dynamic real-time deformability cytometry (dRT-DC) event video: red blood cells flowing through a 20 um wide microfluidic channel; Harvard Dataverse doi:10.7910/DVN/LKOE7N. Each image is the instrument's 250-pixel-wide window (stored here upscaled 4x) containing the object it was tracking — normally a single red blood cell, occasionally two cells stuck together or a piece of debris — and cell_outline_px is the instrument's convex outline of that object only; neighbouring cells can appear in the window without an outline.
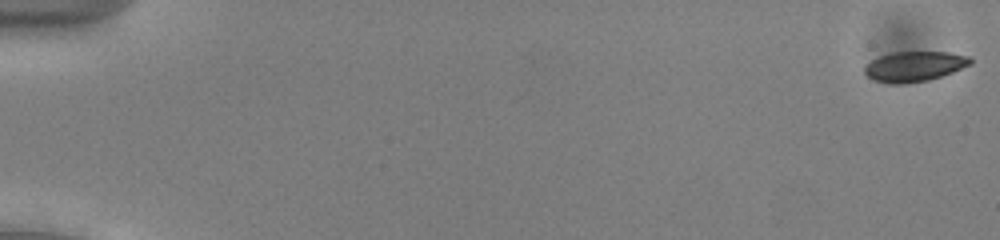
{"species": "common noctule bat (a hibernating species)", "species_latin": "Nyctalus noctula", "temperature_condition": "cold", "stored_images_in_passage": 54, "camera_frame_rate_fps": 3000, "um_per_image_px": 0.085, "animal": {"sex": "male", "body_mass_g": 13.0, "forearm_length_mm": 53.1}, "frame": {"image": 1, "passage_image": 1, "time_ms": 0.0, "image_size_px": [1000, 240], "cell_outline_px": [[972, 64], [952, 72], [928, 80], [904, 84], [892, 84], [872, 80], [864, 72], [864, 68], [872, 60], [880, 56], [892, 52], [948, 52], [968, 56], [972, 60]], "centroid_in_image_um": [77.71, 5.65], "position_along_channel_um": 7.3, "area_um2": 18.5}}
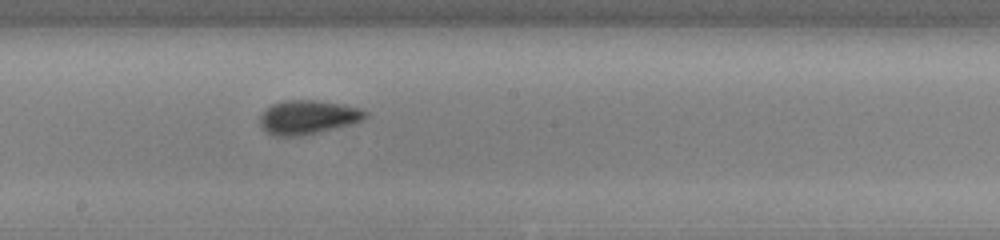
{"frame": {"image": 2, "passage_image": 31, "time_ms": 10.0, "image_size_px": [1000, 240], "cell_outline_px": [[368, 116], [364, 120], [352, 124], [320, 132], [300, 136], [276, 136], [268, 132], [260, 124], [260, 116], [272, 104], [284, 100], [316, 100], [344, 104], [360, 108], [368, 112]], "centroid_in_image_um": [26.23, 9.96], "position_along_channel_um": 222.0, "area_um2": 20.92}}
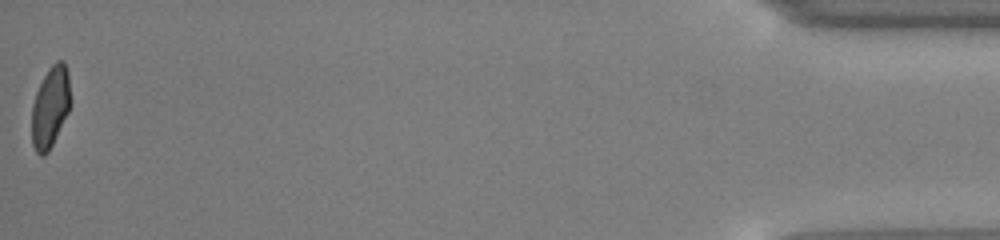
{"frame": {"image": 3, "passage_image": 54, "time_ms": 17.667, "image_size_px": [1000, 240], "cell_outline_px": [[72, 104], [48, 152], [44, 156], [40, 156], [36, 152], [32, 144], [32, 104], [36, 92], [48, 68], [56, 60], [64, 60], [68, 72]], "centroid_in_image_um": [4.29, 9.07], "position_along_channel_um": 430.9, "area_um2": 18.5}, "authors_computed_cell_mechanics": {"area_um2": 19.3919, "velocity_mm_per_s": 3.9029, "shape_relaxation_time_tau1_ms": 3.1766, "shape_relaxation_time_tau2_ms": 2.3215, "deformation_change_tau1": 0.1092, "deformation_change_tau2": 0.0643}}